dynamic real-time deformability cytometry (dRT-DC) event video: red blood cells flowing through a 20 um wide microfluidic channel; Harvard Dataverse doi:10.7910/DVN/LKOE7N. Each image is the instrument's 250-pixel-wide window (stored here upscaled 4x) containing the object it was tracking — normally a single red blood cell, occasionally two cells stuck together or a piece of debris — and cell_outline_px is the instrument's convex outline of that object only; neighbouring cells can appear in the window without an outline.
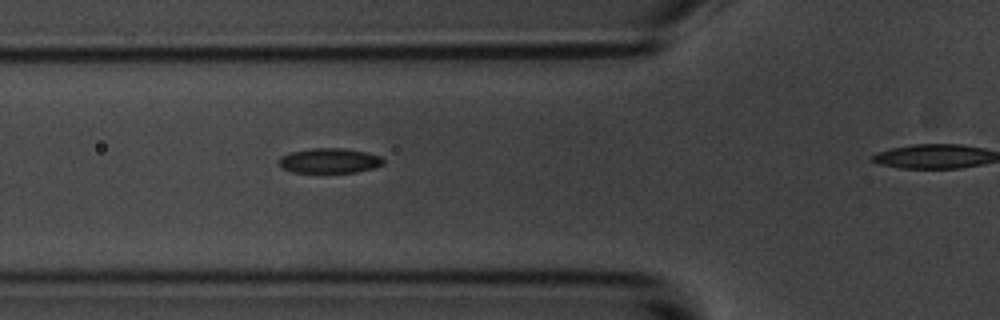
{"species": "common noctule bat (a hibernating species)", "species_latin": "Nyctalus noctula", "temperature_condition": "room temperature", "stored_images_in_passage": 5, "camera_frame_rate_fps": 3000, "um_per_image_px": 0.085, "animal": {"sex": "male", "body_mass_g": 20.1, "forearm_length_mm": 53.5}, "frame": {"image": 1, "passage_image": 4, "time_ms": 4.333, "image_size_px": [1000, 320], "cell_outline_px": [[384, 164], [372, 168], [356, 172], [292, 172], [284, 168], [280, 164], [280, 156], [292, 152], [312, 148], [344, 148], [364, 152], [380, 156], [384, 160]], "centroid_in_image_um": [28.02, 13.65], "position_along_channel_um": 97.8, "area_um2": 14.91}}